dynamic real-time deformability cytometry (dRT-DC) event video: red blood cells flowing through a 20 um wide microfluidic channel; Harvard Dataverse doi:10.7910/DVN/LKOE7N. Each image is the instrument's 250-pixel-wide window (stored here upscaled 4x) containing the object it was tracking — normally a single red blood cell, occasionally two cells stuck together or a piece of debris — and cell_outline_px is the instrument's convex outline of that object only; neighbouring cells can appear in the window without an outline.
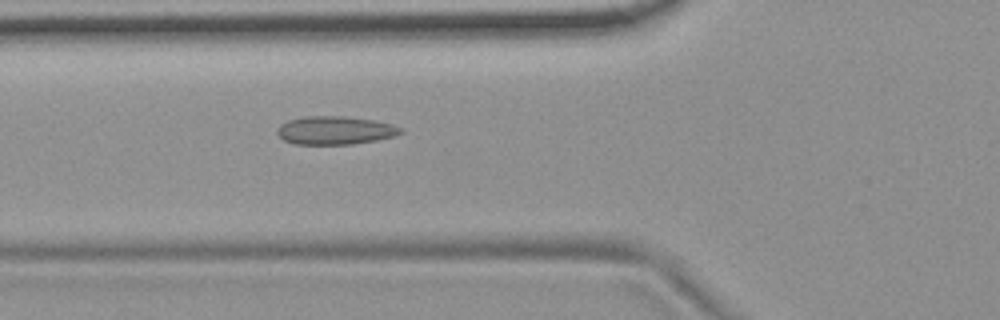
{"species": "common noctule bat (a hibernating species)", "species_latin": "Nyctalus noctula", "temperature_condition": "room temperature", "stored_images_in_passage": 6, "camera_frame_rate_fps": 3000, "um_per_image_px": 0.085, "animal": {"sex": "female", "body_mass_g": 19.9}, "frame": {"image": 1, "passage_image": 6, "time_ms": 6.333, "image_size_px": [1000, 320], "cell_outline_px": [[404, 132], [392, 136], [376, 140], [352, 144], [296, 144], [284, 140], [276, 132], [276, 128], [280, 124], [288, 120], [304, 116], [344, 116], [372, 120], [392, 124], [404, 128]], "centroid_in_image_um": [28.47, 11.07], "position_along_channel_um": 97.3, "area_um2": 20.35}}